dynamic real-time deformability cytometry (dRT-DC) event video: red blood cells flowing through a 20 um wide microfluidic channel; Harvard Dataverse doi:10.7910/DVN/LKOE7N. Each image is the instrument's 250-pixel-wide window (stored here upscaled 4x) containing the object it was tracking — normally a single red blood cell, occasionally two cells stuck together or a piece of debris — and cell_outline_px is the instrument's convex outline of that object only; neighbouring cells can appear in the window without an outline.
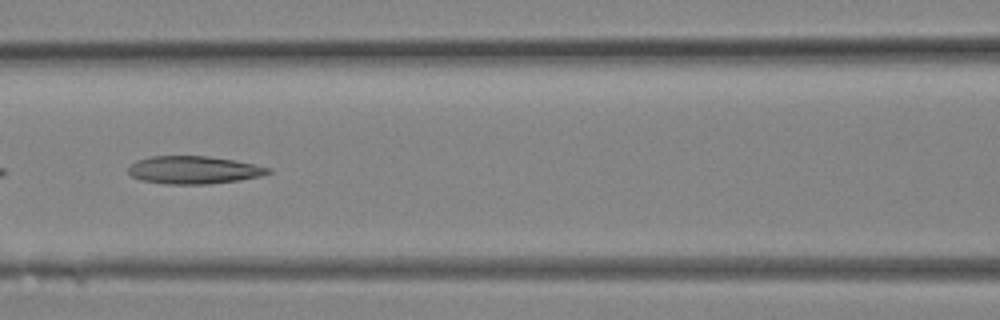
{"species": "Egyptian fruit bat (a non-hibernating species)", "species_latin": "Rousettus aegyptiacus", "temperature_condition": "room temperature", "stored_images_in_passage": 15, "segment_of_instrument_passage": [2, 2], "camera_frame_rate_fps": 3000, "um_per_image_px": 0.085, "animal": {"sex": "female"}, "frame": {"image": 1, "passage_image": 12, "time_ms": 3.667, "image_size_px": [1000, 320], "cell_outline_px": [[272, 172], [260, 176], [240, 180], [208, 184], [164, 184], [140, 180], [132, 176], [128, 172], [128, 164], [136, 160], [152, 156], [208, 156], [256, 164], [272, 168]], "centroid_in_image_um": [16.45, 14.45], "position_along_channel_um": 150.1, "area_um2": 22.83}}
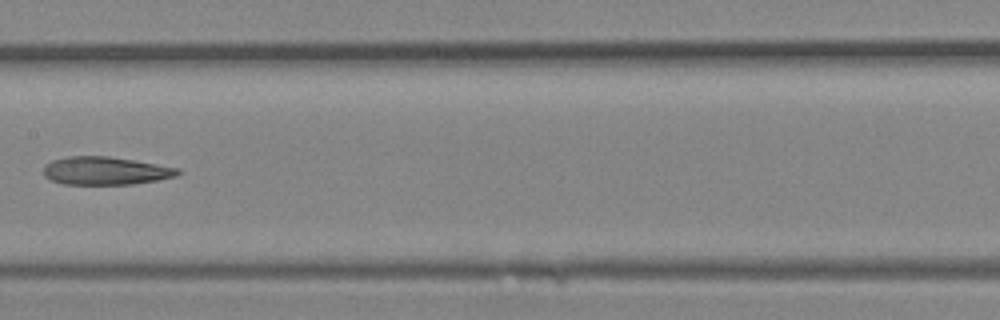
{"frame": {"image": 2, "passage_image": 14, "time_ms": 4.333, "image_size_px": [1000, 320], "cell_outline_px": [[184, 172], [176, 176], [156, 180], [132, 184], [64, 184], [52, 180], [44, 176], [44, 168], [52, 160], [68, 156], [108, 156], [180, 168]], "centroid_in_image_um": [9.0, 14.51], "position_along_channel_um": 198.4, "area_um2": 21.79}}